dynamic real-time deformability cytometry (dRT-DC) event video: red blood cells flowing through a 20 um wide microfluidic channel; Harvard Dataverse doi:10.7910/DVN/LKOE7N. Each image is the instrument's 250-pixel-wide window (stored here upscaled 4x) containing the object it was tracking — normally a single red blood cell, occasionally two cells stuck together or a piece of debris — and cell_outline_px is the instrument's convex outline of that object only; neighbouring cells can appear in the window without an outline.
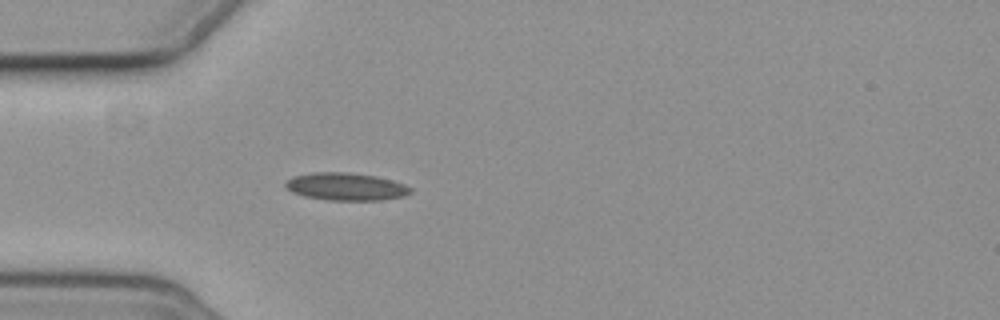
{"species": "common noctule bat (a hibernating species)", "species_latin": "Nyctalus noctula", "temperature_condition": "cold", "stored_images_in_passage": 1, "camera_frame_rate_fps": 3000, "um_per_image_px": 0.085, "animal": {"sex": "female", "body_mass_g": 19.3, "forearm_length_mm": 54.1}, "frame": {"image": 1, "passage_image": 1, "time_ms": 0.0, "image_size_px": [1000, 320], "cell_outline_px": [[412, 192], [404, 196], [380, 200], [328, 200], [304, 196], [292, 192], [284, 184], [292, 176], [312, 172], [348, 172], [376, 176], [392, 180], [404, 184], [412, 188]], "centroid_in_image_um": [29.41, 15.85], "position_along_channel_um": 55.6, "area_um2": 20.11}}